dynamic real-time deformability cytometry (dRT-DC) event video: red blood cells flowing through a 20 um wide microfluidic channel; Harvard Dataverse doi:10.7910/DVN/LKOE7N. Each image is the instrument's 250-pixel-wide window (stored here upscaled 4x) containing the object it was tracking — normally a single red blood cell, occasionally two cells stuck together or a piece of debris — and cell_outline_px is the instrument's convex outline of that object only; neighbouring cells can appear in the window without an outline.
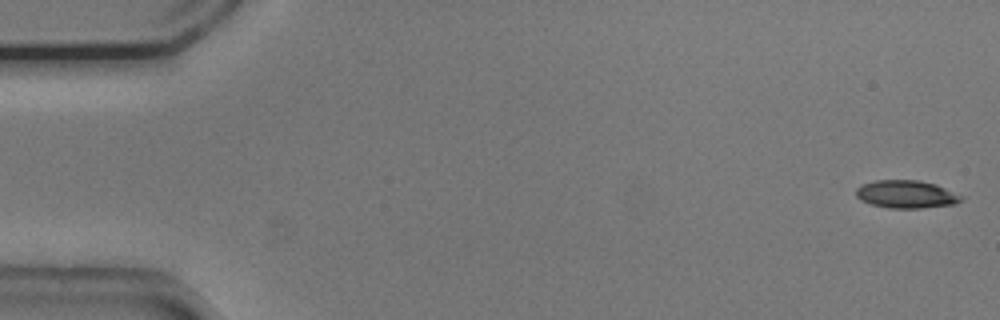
{"species": "common noctule bat (a hibernating species)", "species_latin": "Nyctalus noctula", "temperature_condition": "cold", "stored_images_in_passage": 53, "camera_frame_rate_fps": 3000, "um_per_image_px": 0.085, "animal": {"sex": "male", "body_mass_g": 20.5, "forearm_length_mm": 52.5}, "frame": {"image": 1, "passage_image": 1, "time_ms": 0.0, "image_size_px": [1000, 320], "cell_outline_px": [[964, 200], [956, 204], [920, 208], [888, 208], [872, 204], [860, 200], [856, 196], [856, 188], [864, 184], [876, 180], [920, 180], [936, 184], [964, 196]], "centroid_in_image_um": [77.07, 16.51], "position_along_channel_um": 7.9, "area_um2": 17.17}}
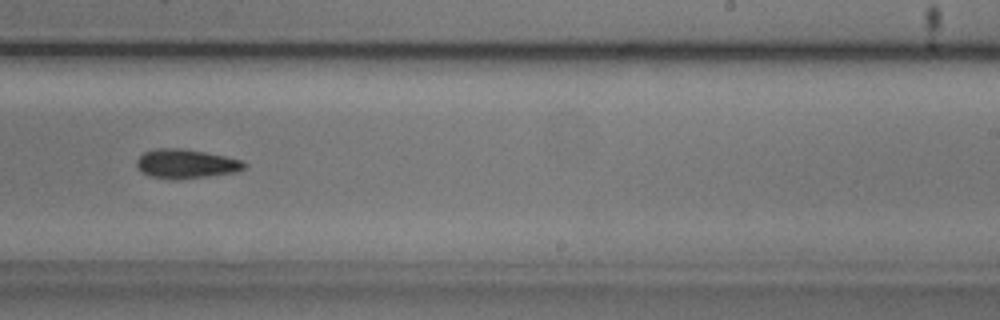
{"frame": {"image": 2, "passage_image": 33, "time_ms": 10.667, "image_size_px": [1000, 320], "cell_outline_px": [[248, 164], [240, 172], [208, 176], [152, 176], [140, 172], [136, 164], [136, 160], [144, 152], [152, 148], [184, 148], [244, 160]], "centroid_in_image_um": [15.86, 13.87], "position_along_channel_um": 273.1, "area_um2": 17.74}}
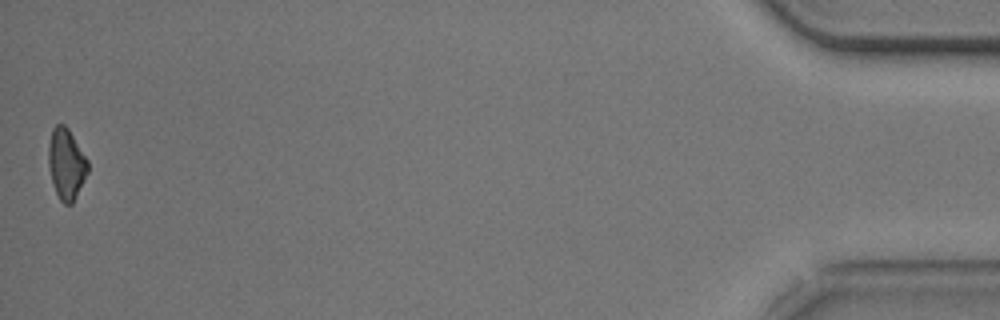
{"frame": {"image": 3, "passage_image": 53, "time_ms": 17.333, "image_size_px": [1000, 320], "cell_outline_px": [[88, 172], [72, 204], [64, 204], [60, 200], [56, 192], [52, 180], [48, 164], [48, 144], [52, 128], [56, 124], [64, 124], [68, 128], [88, 160]], "centroid_in_image_um": [5.63, 13.91], "position_along_channel_um": 429.6, "area_um2": 16.18}, "authors_computed_cell_mechanics": {"area_um2": 17.5134, "velocity_mm_per_s": 3.7718, "shape_relaxation_time_tau1_ms": 2.7242, "shape_relaxation_time_tau2_ms": null, "deformation_change_tau1": 0.1043, "deformation_change_tau2": null}}